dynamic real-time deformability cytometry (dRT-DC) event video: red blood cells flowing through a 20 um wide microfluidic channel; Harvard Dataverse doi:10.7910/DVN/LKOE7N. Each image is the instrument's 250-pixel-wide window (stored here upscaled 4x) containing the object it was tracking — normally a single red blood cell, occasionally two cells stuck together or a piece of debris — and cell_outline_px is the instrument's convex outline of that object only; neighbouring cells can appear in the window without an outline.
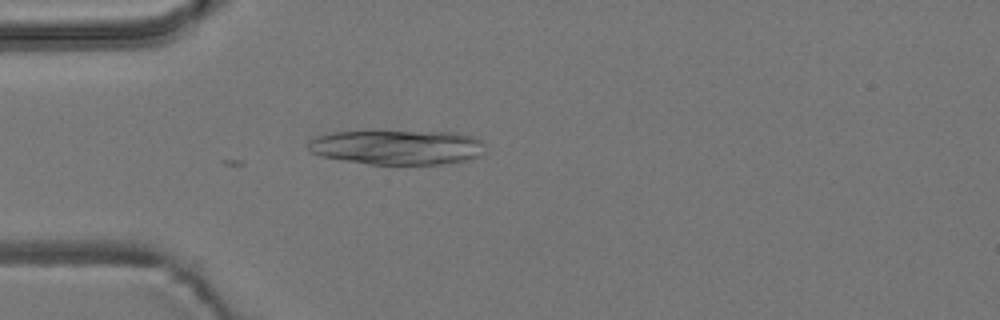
{"species": "common noctule bat (a hibernating species)", "species_latin": "Nyctalus noctula", "temperature_condition": "room temperature", "stored_images_in_passage": 2, "camera_frame_rate_fps": 3000, "um_per_image_px": 0.085, "animal": {"sex": "male", "body_mass_g": 19.2, "forearm_length_mm": 51.8}, "frame": {"image": 1, "passage_image": 2, "time_ms": 1.0, "image_size_px": [1000, 320], "cell_outline_px": [[484, 152], [480, 156], [468, 160], [440, 164], [368, 164], [320, 156], [312, 152], [308, 148], [308, 140], [316, 136], [332, 132], [372, 128], [456, 132], [472, 136], [484, 140]], "centroid_in_image_um": [33.76, 12.45], "position_along_channel_um": 51.2, "area_um2": 37.57}}